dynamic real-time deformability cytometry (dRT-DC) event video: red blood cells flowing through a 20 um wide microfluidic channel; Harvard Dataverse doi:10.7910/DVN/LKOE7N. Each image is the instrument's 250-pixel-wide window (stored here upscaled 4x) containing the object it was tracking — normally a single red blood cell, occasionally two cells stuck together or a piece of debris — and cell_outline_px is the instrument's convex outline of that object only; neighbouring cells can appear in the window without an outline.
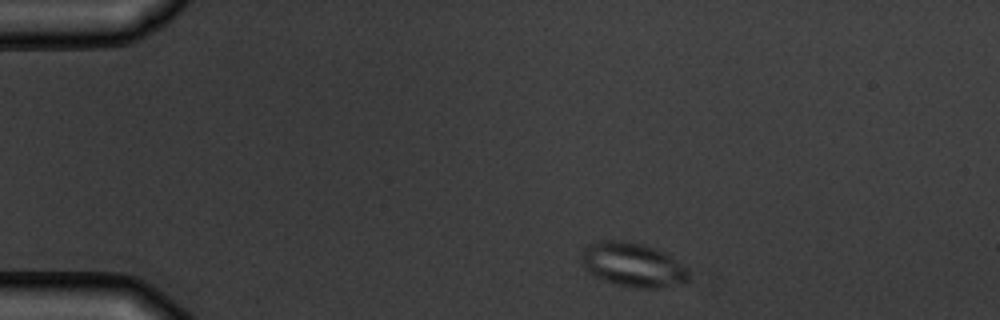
{"species": "common noctule bat (a hibernating species)", "species_latin": "Nyctalus noctula", "temperature_condition": "warm", "stored_images_in_passage": 4, "camera_frame_rate_fps": 3000, "um_per_image_px": 0.085, "animal": {"sex": "male", "body_mass_g": 19.5, "forearm_length_mm": 54.6}, "frame": {"image": 1, "passage_image": 1, "time_ms": 0.0, "image_size_px": [1000, 320], "cell_outline_px": [[688, 280], [656, 288], [636, 288], [616, 284], [604, 280], [588, 272], [584, 268], [580, 260], [580, 252], [588, 244], [596, 240], [624, 240], [644, 244], [664, 252], [688, 268]], "centroid_in_image_um": [53.71, 22.47], "position_along_channel_um": 31.3, "area_um2": 27.63}}